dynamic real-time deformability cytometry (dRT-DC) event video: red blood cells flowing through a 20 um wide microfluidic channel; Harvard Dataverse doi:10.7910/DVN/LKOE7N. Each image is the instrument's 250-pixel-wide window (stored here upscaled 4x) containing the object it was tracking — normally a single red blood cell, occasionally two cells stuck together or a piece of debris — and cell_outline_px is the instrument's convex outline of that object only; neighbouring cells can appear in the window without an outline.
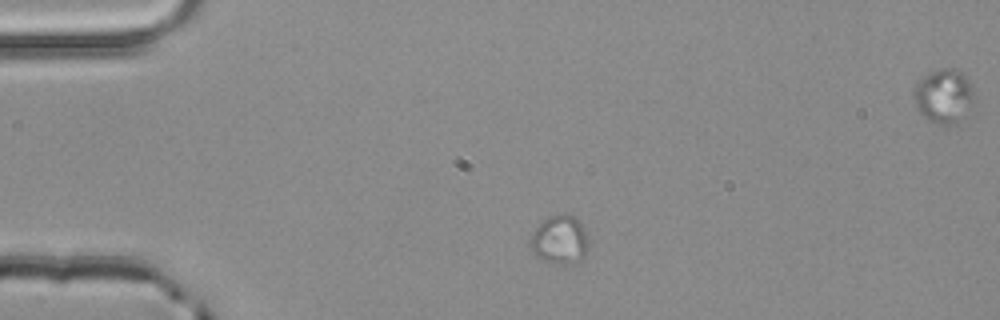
{"species": "common noctule bat (a hibernating species)", "species_latin": "Nyctalus noctula", "temperature_condition": "room temperature", "stored_images_in_passage": 2, "camera_frame_rate_fps": 3000, "um_per_image_px": 0.085, "animal": {"sex": "male", "body_mass_g": 20.4}, "frame": {"image": 1, "passage_image": 1, "time_ms": 0.0, "image_size_px": [1000, 320], "cell_outline_px": [[588, 248], [584, 256], [580, 260], [568, 264], [556, 264], [544, 260], [536, 256], [532, 252], [528, 244], [532, 232], [548, 216], [564, 212], [580, 220], [584, 228], [588, 244]], "centroid_in_image_um": [47.56, 20.37], "position_along_channel_um": 37.4, "area_um2": 16.7}}